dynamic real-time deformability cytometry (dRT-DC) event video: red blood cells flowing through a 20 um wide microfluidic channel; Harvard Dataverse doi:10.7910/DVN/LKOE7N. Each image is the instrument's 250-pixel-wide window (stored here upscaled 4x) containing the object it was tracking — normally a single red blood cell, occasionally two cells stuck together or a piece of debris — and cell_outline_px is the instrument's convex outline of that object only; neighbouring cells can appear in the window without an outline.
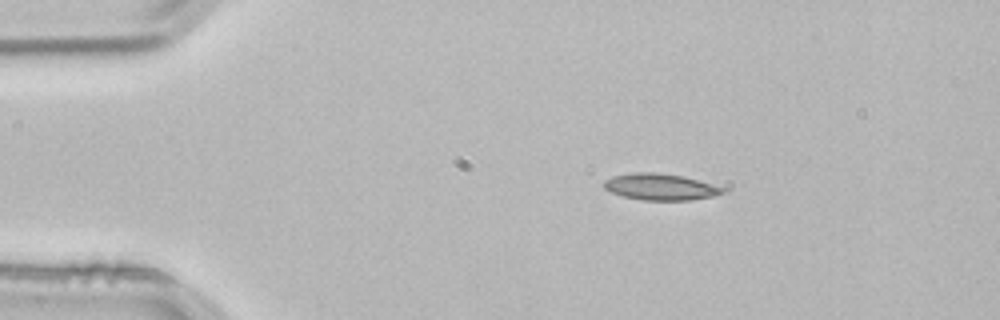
{"species": "common noctule bat (a hibernating species)", "species_latin": "Nyctalus noctula", "temperature_condition": "room temperature", "stored_images_in_passage": 2, "camera_frame_rate_fps": 3000, "um_per_image_px": 0.085, "animal": {"sex": "male", "body_mass_g": 21.5, "forearm_length_mm": 52.0}, "frame": {"image": 1, "passage_image": 1, "time_ms": 0.0, "image_size_px": [1000, 320], "cell_outline_px": [[724, 192], [712, 196], [688, 200], [644, 200], [624, 196], [612, 192], [604, 188], [604, 180], [612, 176], [636, 172], [656, 172], [684, 176], [724, 188]], "centroid_in_image_um": [56.1, 15.87], "position_along_channel_um": 28.9, "area_um2": 18.03}}